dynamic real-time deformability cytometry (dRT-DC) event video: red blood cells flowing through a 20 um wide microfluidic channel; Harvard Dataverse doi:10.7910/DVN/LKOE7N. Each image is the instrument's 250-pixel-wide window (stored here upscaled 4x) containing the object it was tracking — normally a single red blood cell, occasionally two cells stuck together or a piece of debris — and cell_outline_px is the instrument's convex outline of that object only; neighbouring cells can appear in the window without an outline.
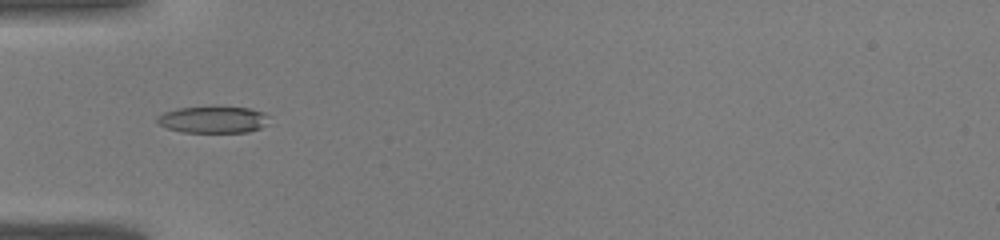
{"species": "common noctule bat (a hibernating species)", "species_latin": "Nyctalus noctula", "temperature_condition": "warm", "stored_images_in_passage": 42, "camera_frame_rate_fps": 3000, "um_per_image_px": 0.085, "animal": {"sex": "male", "body_mass_g": 19.0, "forearm_length_mm": 50.8}, "frame": {"image": 1, "passage_image": 14, "time_ms": 4.333, "image_size_px": [1000, 240], "cell_outline_px": [[268, 124], [260, 128], [248, 132], [184, 132], [168, 128], [160, 124], [156, 120], [156, 116], [164, 112], [180, 108], [216, 104], [248, 108], [264, 112], [268, 116]], "centroid_in_image_um": [18.14, 10.12], "position_along_channel_um": 66.9, "area_um2": 18.03}}
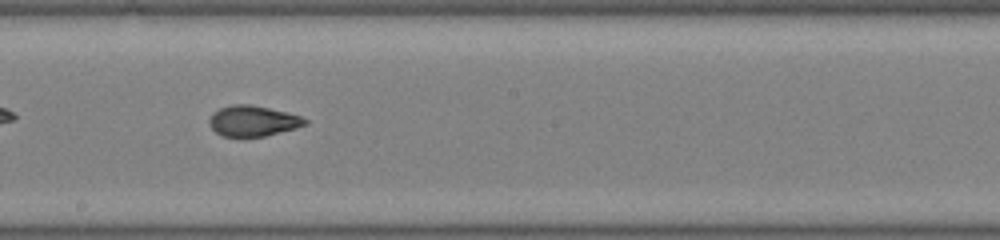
{"frame": {"image": 2, "passage_image": 24, "time_ms": 7.667, "image_size_px": [1000, 240], "cell_outline_px": [[308, 124], [296, 128], [264, 136], [220, 136], [208, 124], [208, 120], [212, 112], [220, 108], [232, 104], [248, 104], [268, 108], [300, 116], [308, 120]], "centroid_in_image_um": [21.46, 10.28], "position_along_channel_um": 226.7, "area_um2": 16.99}}
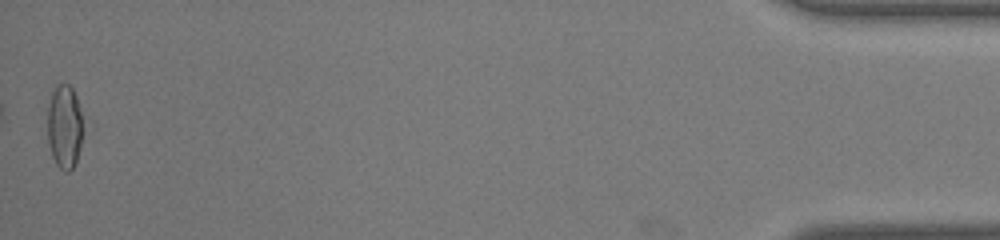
{"frame": {"image": 3, "passage_image": 42, "time_ms": 13.667, "image_size_px": [1000, 240], "cell_outline_px": [[92, 128], [72, 168], [68, 172], [64, 172], [56, 164], [52, 156], [48, 144], [48, 108], [52, 92], [60, 84], [68, 84], [72, 88]], "centroid_in_image_um": [5.64, 10.8], "position_along_channel_um": 429.6, "area_um2": 19.02}}